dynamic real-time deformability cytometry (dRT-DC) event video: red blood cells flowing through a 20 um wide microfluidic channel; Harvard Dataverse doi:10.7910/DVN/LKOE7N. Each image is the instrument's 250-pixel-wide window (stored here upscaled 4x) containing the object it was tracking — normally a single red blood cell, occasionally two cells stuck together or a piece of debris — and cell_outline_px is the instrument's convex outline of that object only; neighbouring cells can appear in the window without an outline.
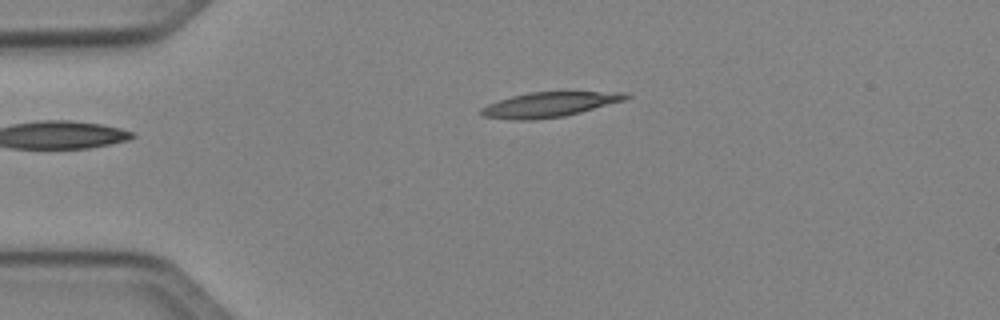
{"species": "Egyptian fruit bat (a non-hibernating species)", "species_latin": "Rousettus aegyptiacus", "temperature_condition": "cold", "stored_images_in_passage": 4, "camera_frame_rate_fps": 3000, "um_per_image_px": 0.085, "animal": {"sex": "female"}, "frame": {"image": 1, "passage_image": 4, "time_ms": 3.333, "image_size_px": [1000, 320], "cell_outline_px": [[632, 96], [624, 100], [580, 112], [564, 116], [532, 120], [516, 120], [484, 116], [480, 112], [480, 108], [488, 104], [512, 96], [528, 92], [628, 92]], "centroid_in_image_um": [46.7, 8.88], "position_along_channel_um": 38.3, "area_um2": 20.75}}